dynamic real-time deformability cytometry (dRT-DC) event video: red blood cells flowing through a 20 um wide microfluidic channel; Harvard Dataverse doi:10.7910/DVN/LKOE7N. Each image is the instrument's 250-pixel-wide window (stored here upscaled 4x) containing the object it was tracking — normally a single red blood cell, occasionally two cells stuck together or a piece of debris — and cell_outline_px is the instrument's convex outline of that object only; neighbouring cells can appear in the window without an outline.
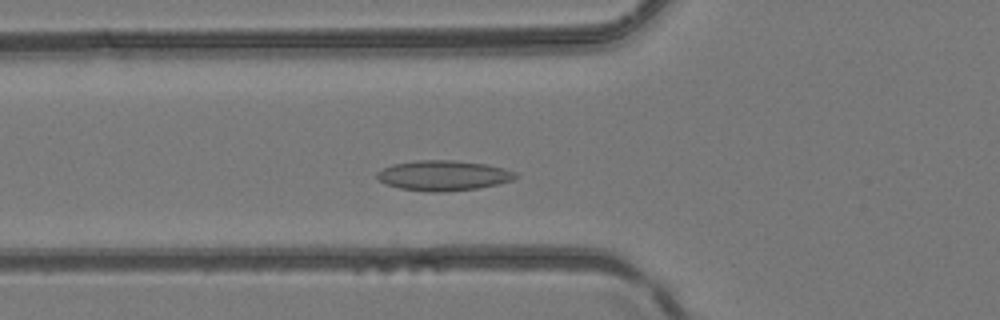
{"species": "common noctule bat (a hibernating species)", "species_latin": "Nyctalus noctula", "temperature_condition": "room temperature", "stored_images_in_passage": 39, "camera_frame_rate_fps": 3000, "um_per_image_px": 0.085, "animal": {"sex": "female", "body_mass_g": 24.6, "forearm_length_mm": 56.2}, "frame": {"image": 1, "passage_image": 11, "time_ms": 3.333, "image_size_px": [1000, 320], "cell_outline_px": [[520, 176], [512, 180], [480, 188], [444, 192], [428, 192], [400, 188], [388, 184], [380, 180], [376, 176], [376, 172], [392, 164], [416, 160], [452, 160], [484, 164], [504, 168], [516, 172]], "centroid_in_image_um": [37.7, 14.92], "position_along_channel_um": 88.1, "area_um2": 24.33}}
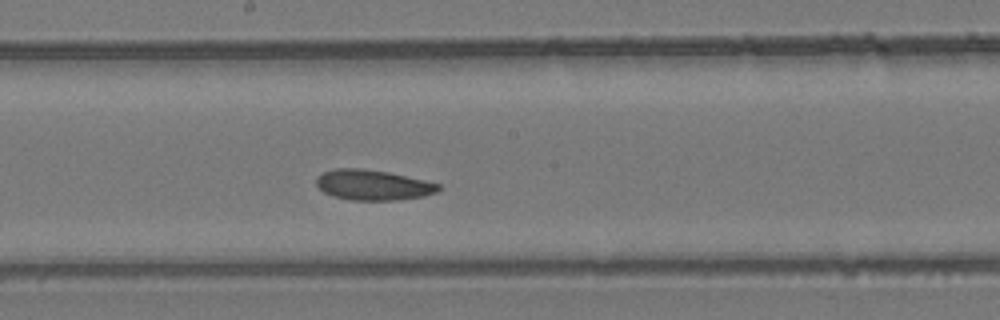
{"frame": {"image": 2, "passage_image": 20, "time_ms": 6.333, "image_size_px": [1000, 320], "cell_outline_px": [[440, 188], [436, 192], [424, 196], [396, 200], [352, 200], [332, 196], [324, 192], [316, 184], [316, 176], [324, 172], [336, 168], [360, 168], [388, 172], [424, 180], [440, 184]], "centroid_in_image_um": [31.68, 15.72], "position_along_channel_um": 216.5, "area_um2": 21.5}}
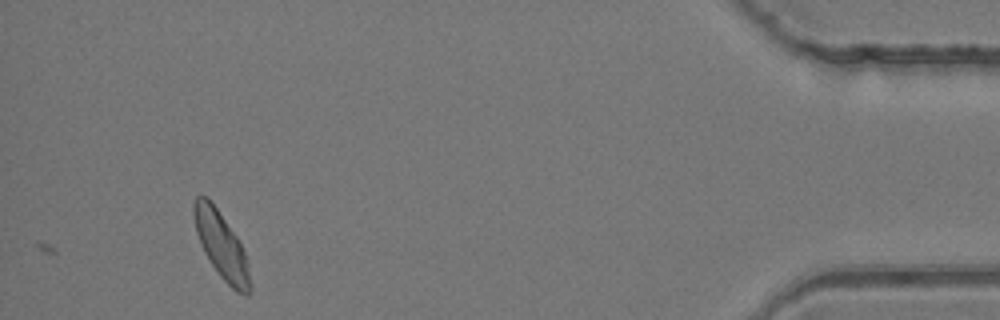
{"frame": {"image": 3, "passage_image": 39, "time_ms": 12.667, "image_size_px": [1000, 320], "cell_outline_px": [[248, 296], [244, 296], [236, 292], [220, 276], [204, 252], [200, 244], [196, 232], [192, 212], [192, 204], [196, 196], [208, 196], [236, 236], [244, 252], [248, 264]], "centroid_in_image_um": [18.75, 20.8], "position_along_channel_um": 416.4, "area_um2": 21.33}}